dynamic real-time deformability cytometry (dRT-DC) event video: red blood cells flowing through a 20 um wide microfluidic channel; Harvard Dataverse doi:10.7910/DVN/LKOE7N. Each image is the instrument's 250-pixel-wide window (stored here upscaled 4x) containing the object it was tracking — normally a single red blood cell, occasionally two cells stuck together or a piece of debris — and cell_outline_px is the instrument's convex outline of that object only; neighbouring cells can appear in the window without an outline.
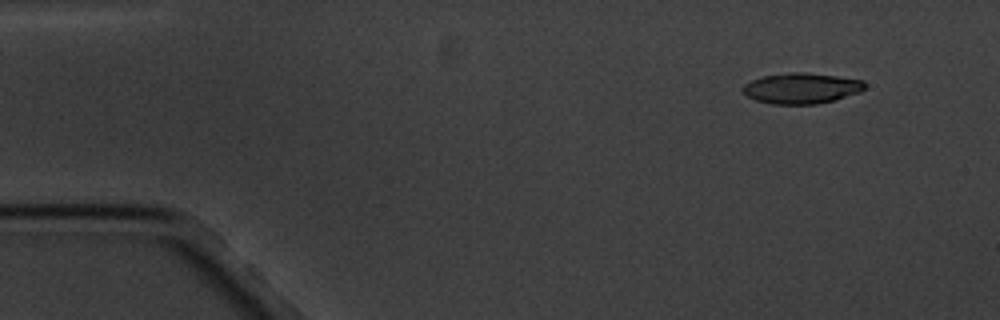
{"species": "common noctule bat (a hibernating species)", "species_latin": "Nyctalus noctula", "temperature_condition": "cold", "stored_images_in_passage": 8, "camera_frame_rate_fps": 3000, "um_per_image_px": 0.085, "animal": {"sex": "male", "body_mass_g": 20.1, "forearm_length_mm": 53.5}, "frame": {"image": 1, "passage_image": 2, "time_ms": 1.333, "image_size_px": [1000, 320], "cell_outline_px": [[864, 88], [860, 92], [832, 100], [816, 104], [772, 104], [756, 100], [748, 96], [740, 88], [744, 84], [752, 80], [764, 76], [788, 72], [804, 72], [836, 76], [864, 80]], "centroid_in_image_um": [68.09, 7.49], "position_along_channel_um": 16.9, "area_um2": 21.62}}
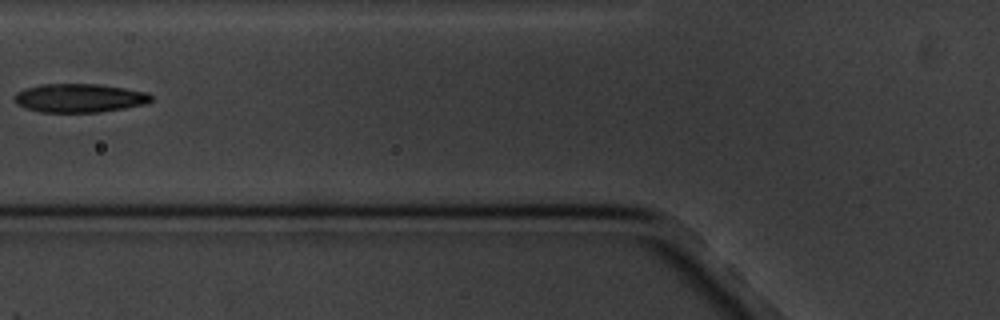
{"frame": {"image": 2, "passage_image": 7, "time_ms": 7.0, "image_size_px": [1000, 320], "cell_outline_px": [[152, 100], [144, 104], [124, 108], [100, 112], [40, 112], [16, 104], [12, 100], [12, 96], [16, 92], [24, 88], [40, 84], [100, 84], [148, 92], [152, 96]], "centroid_in_image_um": [6.7, 8.32], "position_along_channel_um": 119.1, "area_um2": 23.0}}
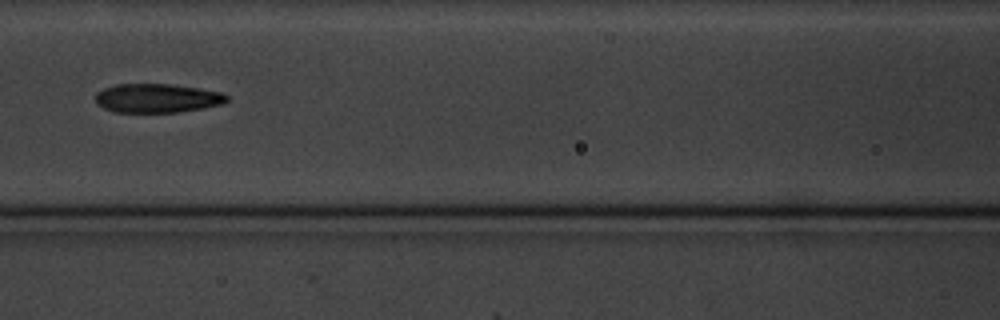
{"frame": {"image": 3, "passage_image": 8, "time_ms": 8.0, "image_size_px": [1000, 320], "cell_outline_px": [[228, 100], [224, 104], [204, 108], [176, 112], [116, 112], [104, 108], [96, 104], [96, 92], [104, 88], [116, 84], [172, 84], [200, 88], [220, 92], [228, 96]], "centroid_in_image_um": [13.37, 8.34], "position_along_channel_um": 153.2, "area_um2": 22.25}}